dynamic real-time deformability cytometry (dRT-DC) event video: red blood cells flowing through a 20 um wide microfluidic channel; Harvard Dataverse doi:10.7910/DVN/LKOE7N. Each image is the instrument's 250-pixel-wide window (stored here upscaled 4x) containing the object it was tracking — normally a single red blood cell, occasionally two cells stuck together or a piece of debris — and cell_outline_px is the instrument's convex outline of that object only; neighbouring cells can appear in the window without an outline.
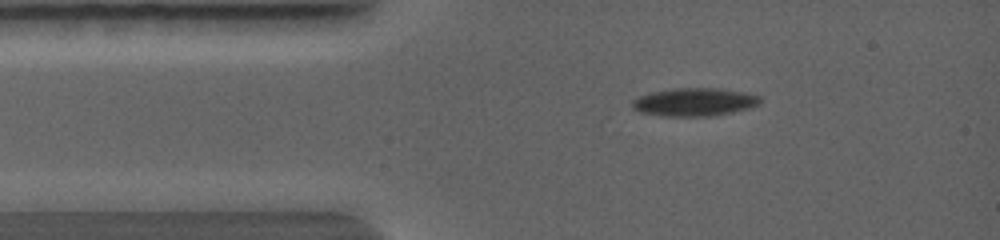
{"species": "common noctule bat (a hibernating species)", "species_latin": "Nyctalus noctula", "temperature_condition": "warm", "stored_images_in_passage": 10, "camera_frame_rate_fps": 5000, "um_per_image_px": 0.085, "animal": {"sex": "female", "body_mass_g": 19.0, "forearm_length_mm": 56.7}, "frame": {"image": 1, "passage_image": 1, "time_ms": 0.0, "image_size_px": [1000, 240], "cell_outline_px": [[764, 100], [760, 104], [752, 108], [712, 116], [660, 116], [640, 112], [632, 108], [628, 104], [636, 96], [648, 92], [672, 88], [720, 88], [744, 92], [760, 96]], "centroid_in_image_um": [58.99, 8.67], "position_along_channel_um": 26.0, "area_um2": 21.56}}
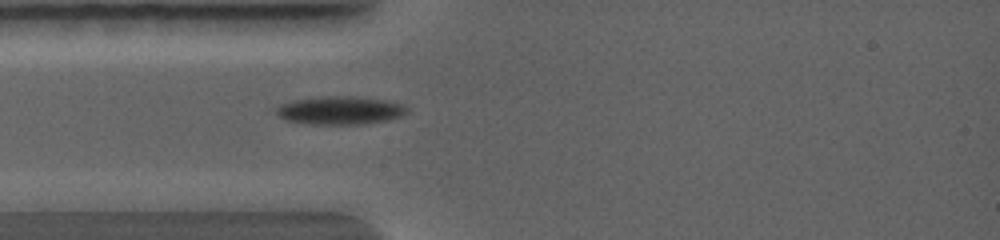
{"frame": {"image": 2, "passage_image": 9, "time_ms": 1.0, "image_size_px": [1000, 240], "cell_outline_px": [[408, 112], [396, 116], [380, 120], [292, 120], [280, 116], [276, 112], [276, 108], [280, 104], [288, 100], [320, 96], [360, 96], [388, 100], [404, 104], [408, 108]], "centroid_in_image_um": [28.92, 9.23], "position_along_channel_um": 56.1, "area_um2": 19.31}}